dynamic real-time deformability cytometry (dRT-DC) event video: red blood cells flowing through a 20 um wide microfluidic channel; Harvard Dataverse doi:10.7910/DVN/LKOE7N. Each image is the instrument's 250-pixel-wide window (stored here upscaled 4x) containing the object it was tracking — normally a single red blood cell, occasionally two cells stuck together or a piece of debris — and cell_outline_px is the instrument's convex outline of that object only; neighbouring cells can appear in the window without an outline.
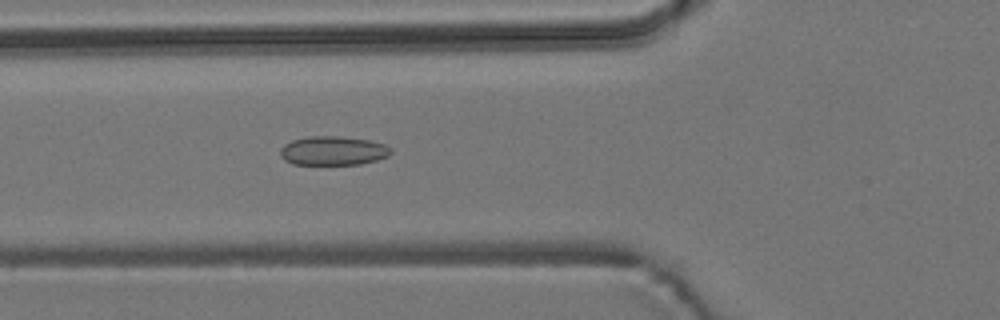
{"species": "common noctule bat (a hibernating species)", "species_latin": "Nyctalus noctula", "temperature_condition": "room temperature", "stored_images_in_passage": 5, "camera_frame_rate_fps": 3000, "um_per_image_px": 0.085, "animal": {"sex": "male", "body_mass_g": 19.2, "forearm_length_mm": 51.8}, "frame": {"image": 1, "passage_image": 5, "time_ms": 6.0, "image_size_px": [1000, 320], "cell_outline_px": [[392, 152], [388, 156], [376, 160], [360, 164], [292, 164], [284, 160], [280, 156], [280, 148], [284, 144], [292, 140], [308, 136], [340, 136], [368, 140], [384, 144], [392, 148]], "centroid_in_image_um": [28.29, 12.81], "position_along_channel_um": 97.5, "area_um2": 18.79}}